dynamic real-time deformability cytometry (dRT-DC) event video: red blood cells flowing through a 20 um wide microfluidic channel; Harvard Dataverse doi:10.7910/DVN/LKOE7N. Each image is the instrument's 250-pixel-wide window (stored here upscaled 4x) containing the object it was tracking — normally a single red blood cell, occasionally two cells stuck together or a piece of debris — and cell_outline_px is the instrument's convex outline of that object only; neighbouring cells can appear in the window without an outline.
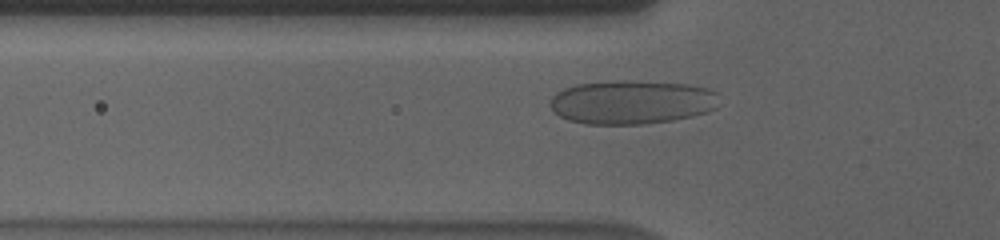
{"species": "human", "species_latin": "Homo sapiens", "temperature_condition": "cold", "stored_images_in_passage": 44, "camera_frame_rate_fps": 3000, "um_per_image_px": 0.085, "donor": {"sex": "male"}, "frame": {"image": 1, "passage_image": 5, "time_ms": 1.333, "image_size_px": [1000, 240], "cell_outline_px": [[716, 108], [708, 112], [692, 116], [672, 120], [644, 124], [584, 124], [568, 120], [560, 116], [548, 104], [552, 96], [556, 92], [564, 88], [576, 84], [612, 80], [632, 80], [688, 84], [708, 88], [716, 92]], "centroid_in_image_um": [53.67, 8.67], "position_along_channel_um": 72.1, "area_um2": 43.52}}
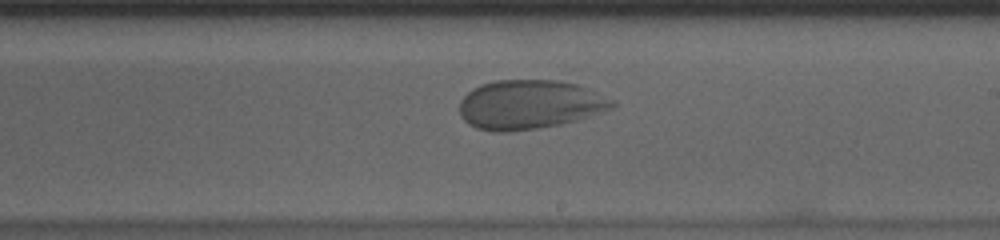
{"frame": {"image": 2, "passage_image": 20, "time_ms": 6.333, "image_size_px": [1000, 240], "cell_outline_px": [[616, 104], [612, 108], [576, 120], [560, 124], [536, 128], [508, 132], [492, 132], [476, 128], [468, 124], [460, 116], [460, 100], [472, 88], [480, 84], [496, 80], [560, 80], [576, 84], [616, 100]], "centroid_in_image_um": [44.98, 8.88], "position_along_channel_um": 244.0, "area_um2": 43.81}}
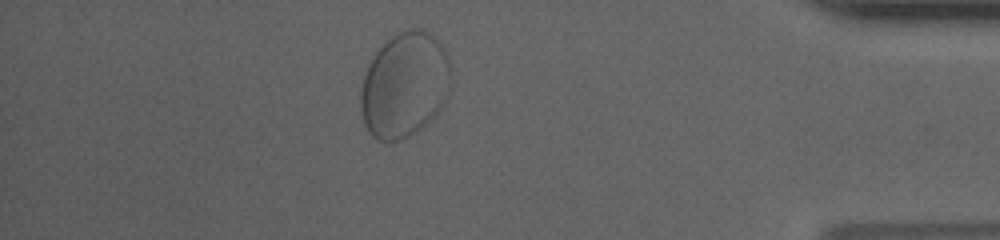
{"frame": {"image": 3, "passage_image": 37, "time_ms": 12.0, "image_size_px": [1000, 240], "cell_outline_px": [[452, 88], [448, 96], [440, 108], [416, 132], [400, 140], [376, 140], [368, 132], [364, 124], [360, 108], [360, 92], [364, 76], [376, 52], [392, 36], [408, 28], [424, 28], [444, 48], [448, 56], [452, 76]], "centroid_in_image_um": [34.41, 7.22], "position_along_channel_um": 400.8, "area_um2": 55.37}, "authors_computed_cell_mechanics": {"area_um2": 43.6101, "velocity_mm_per_s": 3.4397, "shape_relaxation_time_tau1_ms": 10.8271, "shape_relaxation_time_tau2_ms": null, "deformation_change_tau1": 0.2098, "deformation_change_tau2": null}}